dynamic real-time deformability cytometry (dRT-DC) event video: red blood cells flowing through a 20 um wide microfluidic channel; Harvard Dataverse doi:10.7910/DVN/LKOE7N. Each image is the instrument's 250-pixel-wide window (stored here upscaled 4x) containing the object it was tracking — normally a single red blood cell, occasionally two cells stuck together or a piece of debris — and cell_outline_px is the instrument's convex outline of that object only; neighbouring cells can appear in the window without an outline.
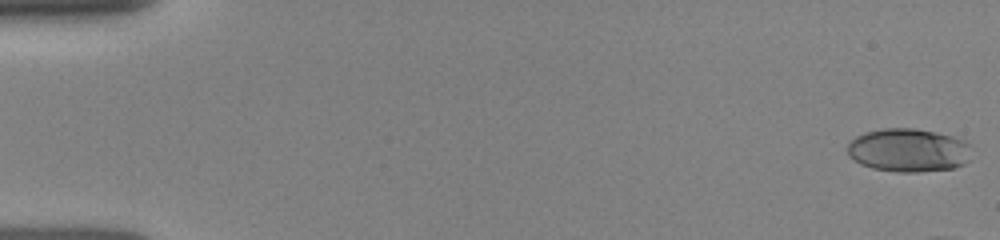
{"species": "human", "species_latin": "Homo sapiens", "temperature_condition": "room temperature", "stored_images_in_passage": 13, "camera_frame_rate_fps": 3000, "um_per_image_px": 0.085, "donor": {"sex": "female"}, "frame": {"image": 1, "passage_image": 1, "time_ms": 0.0, "image_size_px": [1000, 240], "cell_outline_px": [[972, 144], [968, 160], [964, 164], [952, 168], [916, 172], [900, 172], [872, 168], [860, 164], [848, 156], [848, 144], [856, 136], [864, 132], [884, 128], [916, 128], [936, 132], [952, 136], [964, 140]], "centroid_in_image_um": [77.22, 12.76], "position_along_channel_um": 7.8, "area_um2": 31.56}}